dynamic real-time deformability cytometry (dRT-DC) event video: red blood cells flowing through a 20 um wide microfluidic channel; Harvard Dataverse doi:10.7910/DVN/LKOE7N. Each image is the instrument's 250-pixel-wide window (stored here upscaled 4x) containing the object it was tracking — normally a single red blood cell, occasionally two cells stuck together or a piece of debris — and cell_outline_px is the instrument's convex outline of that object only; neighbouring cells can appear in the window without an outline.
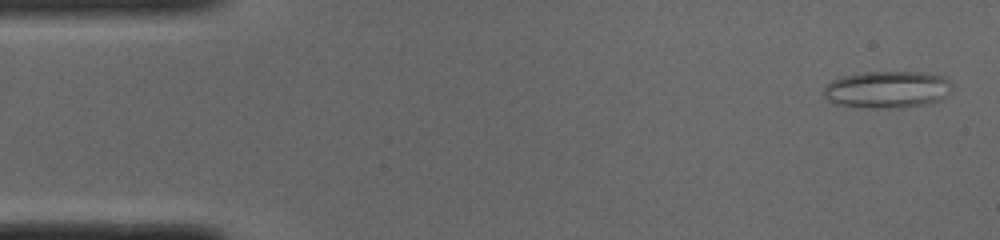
{"species": "common noctule bat (a hibernating species)", "species_latin": "Nyctalus noctula", "temperature_condition": "cold", "stored_images_in_passage": 49, "camera_frame_rate_fps": 3000, "um_per_image_px": 0.085, "animal": {"sex": "male", "body_mass_g": 19.0, "forearm_length_mm": 50.8}, "frame": {"image": 1, "passage_image": 2, "time_ms": 0.333, "image_size_px": [1000, 240], "cell_outline_px": [[952, 88], [948, 96], [940, 100], [924, 104], [900, 108], [872, 108], [836, 104], [828, 100], [824, 96], [824, 88], [832, 80], [844, 76], [864, 72], [928, 72], [944, 76], [952, 84]], "centroid_in_image_um": [75.47, 7.6], "position_along_channel_um": 9.5, "area_um2": 27.86}}
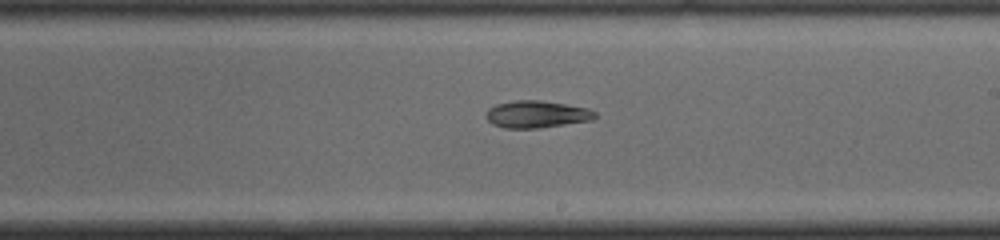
{"frame": {"image": 2, "passage_image": 28, "time_ms": 9.0, "image_size_px": [1000, 240], "cell_outline_px": [[596, 116], [592, 120], [540, 128], [504, 128], [492, 124], [484, 116], [488, 108], [496, 104], [516, 100], [540, 100], [588, 108], [596, 112]], "centroid_in_image_um": [45.59, 9.71], "position_along_channel_um": 243.4, "area_um2": 17.28}}
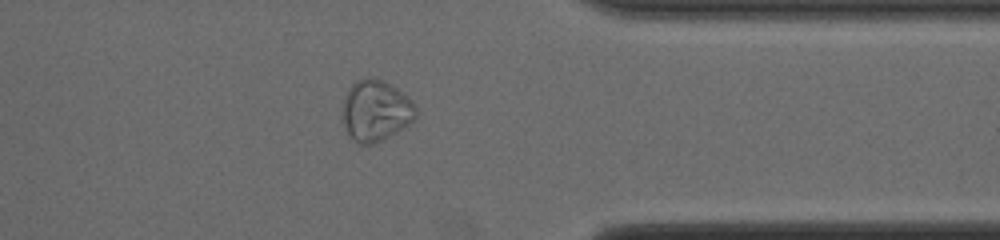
{"frame": {"image": 3, "passage_image": 39, "time_ms": 12.667, "image_size_px": [1000, 240], "cell_outline_px": [[416, 116], [408, 124], [396, 132], [372, 144], [360, 144], [352, 140], [340, 116], [344, 100], [352, 84], [356, 80], [368, 76], [372, 76], [384, 80], [408, 96], [412, 100], [416, 108]], "centroid_in_image_um": [31.91, 9.38], "position_along_channel_um": 379.5, "area_um2": 26.13}, "authors_computed_cell_mechanics": {"area_um2": 21.2704, "velocity_mm_per_s": 3.9945, "shape_relaxation_time_tau1_ms": null, "shape_relaxation_time_tau2_ms": 5.863, "deformation_change_tau1": null, "deformation_change_tau2": 0.1087}}